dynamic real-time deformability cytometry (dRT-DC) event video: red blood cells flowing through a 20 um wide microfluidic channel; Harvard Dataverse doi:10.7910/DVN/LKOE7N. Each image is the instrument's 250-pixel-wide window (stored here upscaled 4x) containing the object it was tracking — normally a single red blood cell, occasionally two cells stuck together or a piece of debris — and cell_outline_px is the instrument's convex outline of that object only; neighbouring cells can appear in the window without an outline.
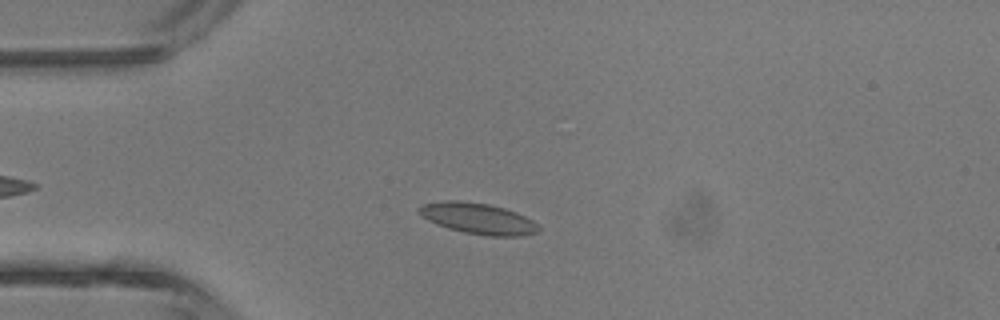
{"species": "common noctule bat (a hibernating species)", "species_latin": "Nyctalus noctula", "temperature_condition": "room temperature", "stored_images_in_passage": 4, "camera_frame_rate_fps": 3000, "um_per_image_px": 0.085, "animal": {"sex": "male", "body_mass_g": 13.3}, "frame": {"image": 1, "passage_image": 3, "time_ms": 3.0, "image_size_px": [1000, 320], "cell_outline_px": [[540, 228], [536, 232], [520, 236], [488, 236], [464, 232], [448, 228], [436, 224], [428, 220], [416, 208], [420, 204], [448, 200], [456, 200], [488, 204], [504, 208], [516, 212], [532, 220]], "centroid_in_image_um": [40.61, 18.57], "position_along_channel_um": 44.4, "area_um2": 21.39}}